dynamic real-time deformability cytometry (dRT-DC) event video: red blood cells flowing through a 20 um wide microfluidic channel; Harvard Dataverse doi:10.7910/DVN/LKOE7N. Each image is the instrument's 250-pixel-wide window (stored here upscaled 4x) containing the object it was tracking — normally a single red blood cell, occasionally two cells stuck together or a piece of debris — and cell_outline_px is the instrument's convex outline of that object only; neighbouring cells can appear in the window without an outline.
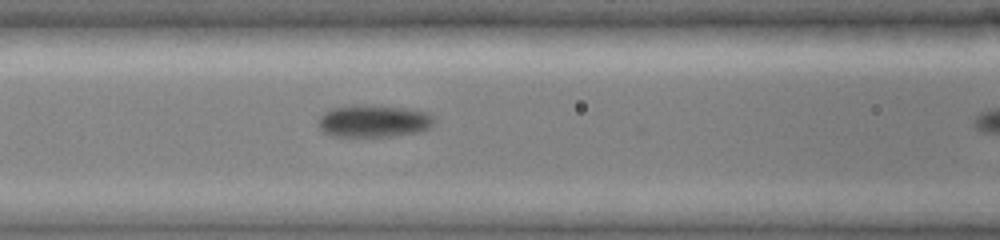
{"species": "common noctule bat (a hibernating species)", "species_latin": "Nyctalus noctula", "temperature_condition": "cold", "stored_images_in_passage": 7, "camera_frame_rate_fps": 3000, "um_per_image_px": 0.085, "animal": {"sex": "female", "body_mass_g": 19.0, "forearm_length_mm": 51.5}, "frame": {"image": 1, "passage_image": 6, "time_ms": 1.667, "image_size_px": [1000, 240], "cell_outline_px": [[436, 120], [428, 128], [420, 132], [392, 136], [332, 136], [324, 132], [316, 124], [320, 116], [324, 112], [332, 108], [404, 108], [428, 112], [436, 116]], "centroid_in_image_um": [31.81, 10.35], "position_along_channel_um": 134.8, "area_um2": 20.92}}